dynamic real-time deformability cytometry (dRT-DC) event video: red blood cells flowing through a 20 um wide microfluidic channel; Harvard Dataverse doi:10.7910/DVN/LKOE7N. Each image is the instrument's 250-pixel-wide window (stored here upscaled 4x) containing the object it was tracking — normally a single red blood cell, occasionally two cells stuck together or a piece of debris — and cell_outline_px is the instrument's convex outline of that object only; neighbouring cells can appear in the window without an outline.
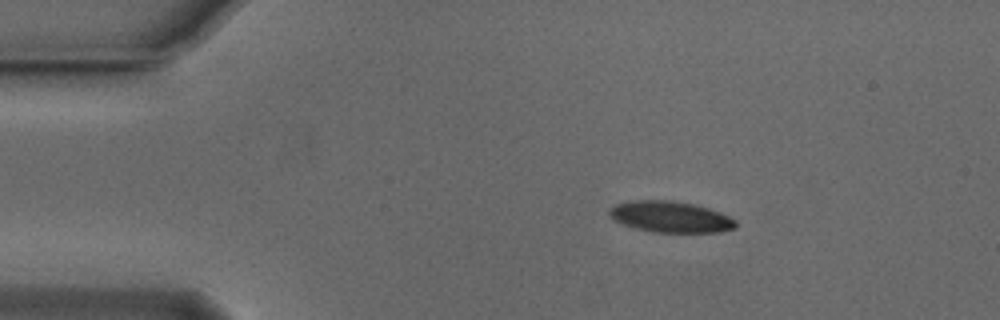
{"species": "Egyptian fruit bat (a non-hibernating species)", "species_latin": "Rousettus aegyptiacus", "temperature_condition": "cold", "stored_images_in_passage": 45, "camera_frame_rate_fps": 3000, "um_per_image_px": 0.085, "animal": {"sex": "male"}, "frame": {"image": 1, "passage_image": 1, "time_ms": 0.0, "image_size_px": [1000, 320], "cell_outline_px": [[736, 228], [720, 232], [652, 232], [636, 228], [624, 224], [616, 220], [608, 212], [608, 208], [616, 204], [632, 200], [672, 200], [696, 204], [720, 212], [736, 220]], "centroid_in_image_um": [57.01, 18.42], "position_along_channel_um": 28.0, "area_um2": 22.95}}
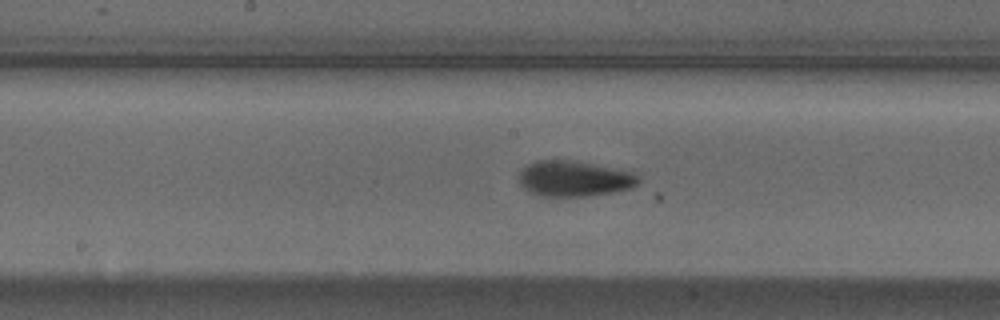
{"frame": {"image": 2, "passage_image": 19, "time_ms": 6.0, "image_size_px": [1000, 320], "cell_outline_px": [[640, 184], [632, 188], [612, 192], [584, 196], [540, 196], [528, 192], [520, 184], [520, 172], [528, 164], [536, 160], [568, 160], [636, 172], [640, 180]], "centroid_in_image_um": [48.83, 15.19], "position_along_channel_um": 199.4, "area_um2": 24.74}}
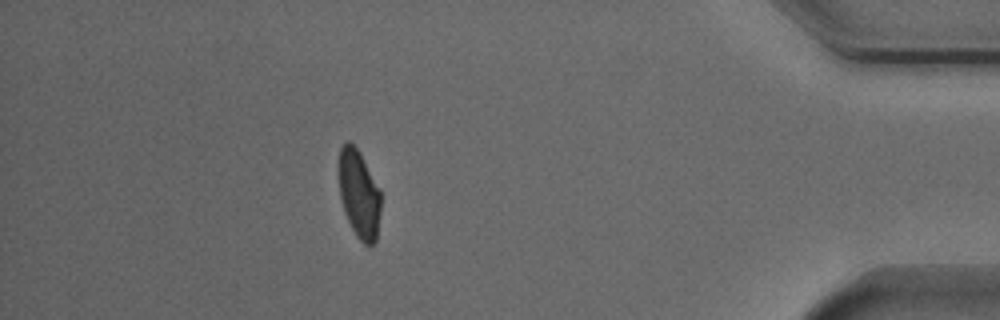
{"frame": {"image": 3, "passage_image": 39, "time_ms": 12.667, "image_size_px": [1000, 320], "cell_outline_px": [[380, 212], [376, 240], [372, 244], [364, 244], [356, 236], [344, 212], [340, 196], [340, 148], [348, 140], [360, 152], [380, 188]], "centroid_in_image_um": [30.54, 16.5], "position_along_channel_um": 404.7, "area_um2": 21.27}, "authors_computed_cell_mechanics": {"area_um2": 23.2934, "velocity_mm_per_s": 3.8339, "shape_relaxation_time_tau1_ms": 2.25, "shape_relaxation_time_tau2_ms": 2.0473, "deformation_change_tau1": 0.1074, "deformation_change_tau2": 0.0486}}